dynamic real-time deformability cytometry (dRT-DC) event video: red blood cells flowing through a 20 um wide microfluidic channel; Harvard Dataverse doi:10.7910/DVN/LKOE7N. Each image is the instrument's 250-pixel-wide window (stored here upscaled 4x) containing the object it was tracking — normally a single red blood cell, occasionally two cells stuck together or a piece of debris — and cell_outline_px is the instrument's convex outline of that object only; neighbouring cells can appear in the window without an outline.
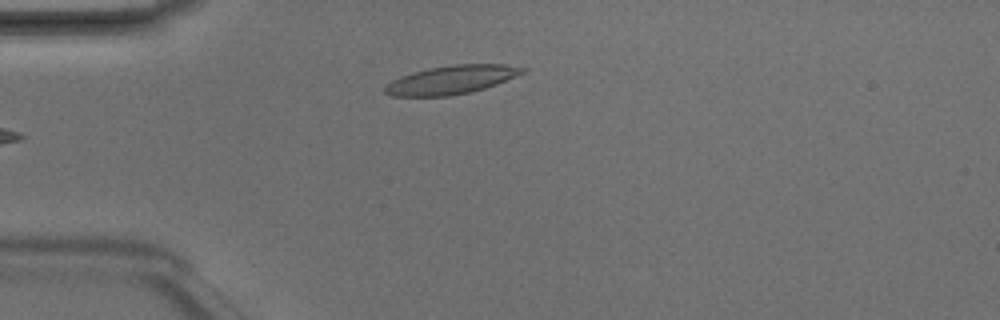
{"species": "Egyptian fruit bat (a non-hibernating species)", "species_latin": "Rousettus aegyptiacus", "temperature_condition": "room temperature", "stored_images_in_passage": 5, "camera_frame_rate_fps": 3000, "um_per_image_px": 0.085, "animal": {"sex": "male"}, "frame": {"image": 1, "passage_image": 5, "time_ms": 1.333, "image_size_px": [1000, 320], "cell_outline_px": [[528, 68], [524, 72], [496, 84], [484, 88], [468, 92], [448, 96], [392, 96], [384, 92], [384, 84], [400, 76], [428, 68], [452, 64], [504, 64]], "centroid_in_image_um": [38.32, 6.77], "position_along_channel_um": 46.7, "area_um2": 22.77}}